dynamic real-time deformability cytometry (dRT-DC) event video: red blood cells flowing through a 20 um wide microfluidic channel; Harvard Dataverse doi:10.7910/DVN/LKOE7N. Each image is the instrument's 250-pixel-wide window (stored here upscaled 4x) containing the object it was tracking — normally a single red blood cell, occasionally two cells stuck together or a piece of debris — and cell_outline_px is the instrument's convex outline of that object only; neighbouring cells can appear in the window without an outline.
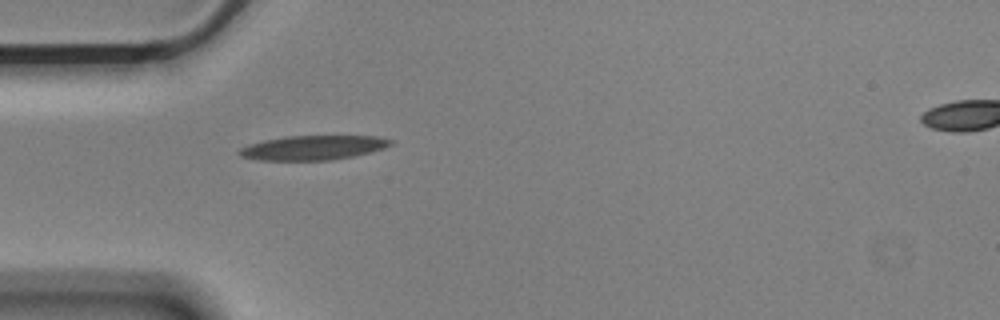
{"species": "Egyptian fruit bat (a non-hibernating species)", "species_latin": "Rousettus aegyptiacus", "temperature_condition": "cold", "stored_images_in_passage": 25, "camera_frame_rate_fps": 3000, "um_per_image_px": 0.085, "animal": {"sex": "male"}, "frame": {"image": 1, "passage_image": 1, "time_ms": 0.0, "image_size_px": [1000, 320], "cell_outline_px": [[392, 144], [384, 148], [372, 152], [332, 160], [260, 160], [240, 156], [236, 152], [240, 148], [248, 144], [264, 140], [284, 136], [376, 136], [392, 140]], "centroid_in_image_um": [26.58, 12.55], "position_along_channel_um": 58.4, "area_um2": 21.56}}
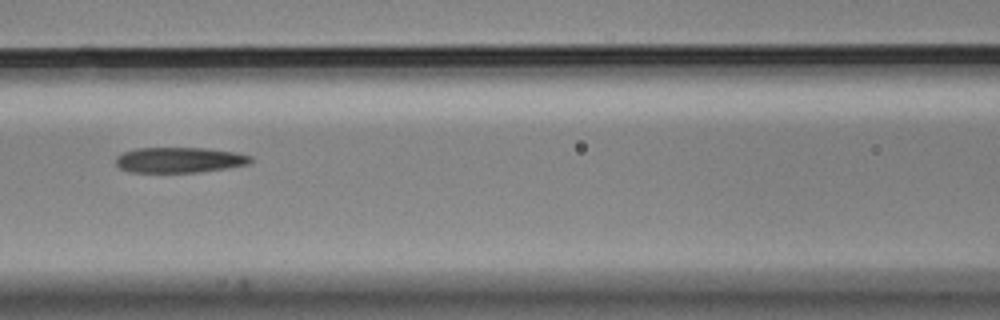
{"frame": {"image": 2, "passage_image": 9, "time_ms": 2.667, "image_size_px": [1000, 320], "cell_outline_px": [[256, 160], [252, 164], [228, 168], [200, 172], [128, 172], [120, 168], [116, 164], [116, 156], [124, 152], [136, 148], [208, 148], [236, 152], [252, 156]], "centroid_in_image_um": [15.33, 13.6], "position_along_channel_um": 151.3, "area_um2": 20.35}}
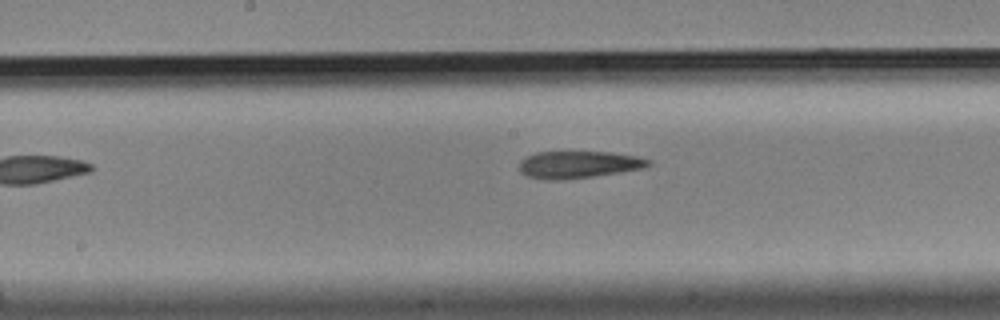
{"frame": {"image": 3, "passage_image": 13, "time_ms": 4.0, "image_size_px": [1000, 320], "cell_outline_px": [[652, 164], [644, 168], [620, 172], [592, 176], [560, 180], [548, 180], [528, 176], [520, 172], [520, 160], [536, 152], [612, 152], [636, 156], [652, 160]], "centroid_in_image_um": [49.2, 13.98], "position_along_channel_um": 199.0, "area_um2": 20.35}}